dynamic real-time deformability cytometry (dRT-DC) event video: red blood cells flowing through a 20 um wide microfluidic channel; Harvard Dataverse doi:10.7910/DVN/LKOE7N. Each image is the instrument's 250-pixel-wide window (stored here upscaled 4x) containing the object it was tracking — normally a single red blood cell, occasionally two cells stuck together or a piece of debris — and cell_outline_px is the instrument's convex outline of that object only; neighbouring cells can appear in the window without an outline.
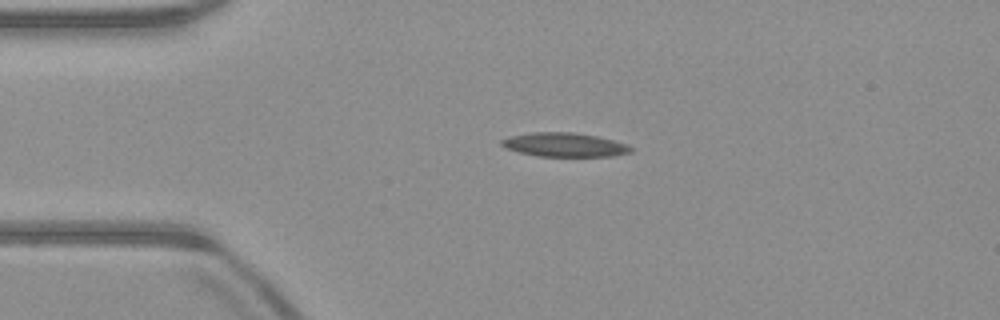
{"species": "common noctule bat (a hibernating species)", "species_latin": "Nyctalus noctula", "temperature_condition": "warm", "stored_images_in_passage": 50, "camera_frame_rate_fps": 3000, "um_per_image_px": 0.085, "animal": {"sex": "male", "body_mass_g": 23.1, "forearm_length_mm": 52.7}, "frame": {"image": 1, "passage_image": 10, "time_ms": 3.0, "image_size_px": [1000, 320], "cell_outline_px": [[636, 148], [632, 152], [612, 156], [536, 156], [516, 152], [500, 144], [500, 140], [508, 136], [532, 132], [572, 132], [596, 136], [616, 140], [628, 144]], "centroid_in_image_um": [48.01, 12.3], "position_along_channel_um": 37.0, "area_um2": 18.32}}
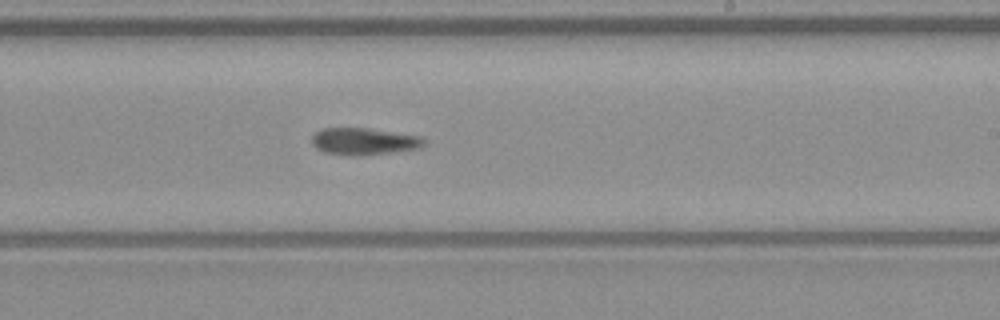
{"frame": {"image": 2, "passage_image": 29, "time_ms": 9.333, "image_size_px": [1000, 320], "cell_outline_px": [[428, 140], [420, 148], [364, 156], [352, 156], [324, 152], [316, 148], [312, 144], [312, 136], [316, 132], [324, 128], [368, 128], [424, 136]], "centroid_in_image_um": [30.99, 12.02], "position_along_channel_um": 258.0, "area_um2": 17.92}}
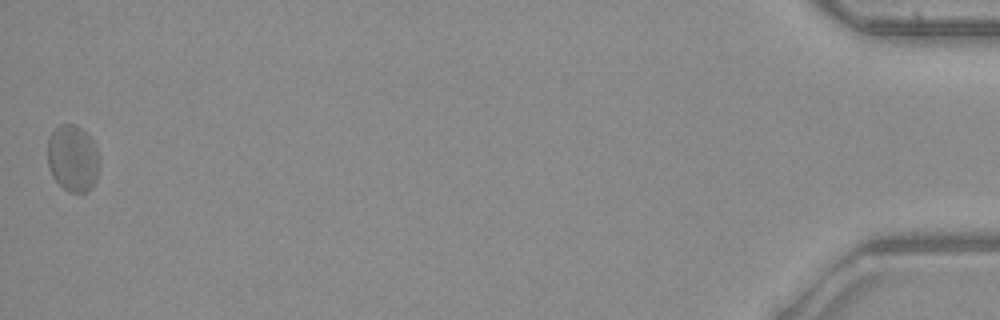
{"frame": {"image": 3, "passage_image": 50, "time_ms": 16.333, "image_size_px": [1000, 320], "cell_outline_px": [[100, 160], [96, 180], [88, 192], [68, 192], [52, 176], [48, 164], [48, 136], [60, 124], [72, 124], [80, 128], [92, 140], [100, 156]], "centroid_in_image_um": [6.19, 13.47], "position_along_channel_um": 429.0, "area_um2": 20.11}, "authors_computed_cell_mechanics": {"area_um2": 18.1203, "velocity_mm_per_s": 3.9607, "shape_relaxation_time_tau1_ms": null, "shape_relaxation_time_tau2_ms": 9.4486, "deformation_change_tau1": null, "deformation_change_tau2": 0.1471}}